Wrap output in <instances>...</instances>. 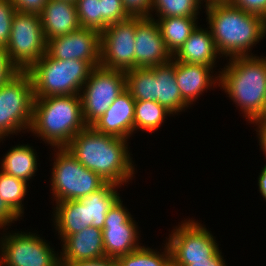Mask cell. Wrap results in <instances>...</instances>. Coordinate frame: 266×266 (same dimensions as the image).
Masks as SVG:
<instances>
[{
    "label": "cell",
    "mask_w": 266,
    "mask_h": 266,
    "mask_svg": "<svg viewBox=\"0 0 266 266\" xmlns=\"http://www.w3.org/2000/svg\"><path fill=\"white\" fill-rule=\"evenodd\" d=\"M127 141L87 126L72 138L66 148L84 167L107 183L120 187L128 183L135 172Z\"/></svg>",
    "instance_id": "cell-1"
},
{
    "label": "cell",
    "mask_w": 266,
    "mask_h": 266,
    "mask_svg": "<svg viewBox=\"0 0 266 266\" xmlns=\"http://www.w3.org/2000/svg\"><path fill=\"white\" fill-rule=\"evenodd\" d=\"M206 14L219 55L252 56L250 50L266 35V20L225 2L205 4Z\"/></svg>",
    "instance_id": "cell-2"
},
{
    "label": "cell",
    "mask_w": 266,
    "mask_h": 266,
    "mask_svg": "<svg viewBox=\"0 0 266 266\" xmlns=\"http://www.w3.org/2000/svg\"><path fill=\"white\" fill-rule=\"evenodd\" d=\"M218 73V86L241 108L247 121L257 120L263 114L266 99V57H232Z\"/></svg>",
    "instance_id": "cell-3"
},
{
    "label": "cell",
    "mask_w": 266,
    "mask_h": 266,
    "mask_svg": "<svg viewBox=\"0 0 266 266\" xmlns=\"http://www.w3.org/2000/svg\"><path fill=\"white\" fill-rule=\"evenodd\" d=\"M87 125L80 95L34 98L29 131L56 148L66 147Z\"/></svg>",
    "instance_id": "cell-4"
},
{
    "label": "cell",
    "mask_w": 266,
    "mask_h": 266,
    "mask_svg": "<svg viewBox=\"0 0 266 266\" xmlns=\"http://www.w3.org/2000/svg\"><path fill=\"white\" fill-rule=\"evenodd\" d=\"M93 67L79 59L60 60L47 52L28 70L34 98L79 95Z\"/></svg>",
    "instance_id": "cell-5"
},
{
    "label": "cell",
    "mask_w": 266,
    "mask_h": 266,
    "mask_svg": "<svg viewBox=\"0 0 266 266\" xmlns=\"http://www.w3.org/2000/svg\"><path fill=\"white\" fill-rule=\"evenodd\" d=\"M56 149L51 176V190L56 203L79 200L107 183L97 173L84 167L66 147Z\"/></svg>",
    "instance_id": "cell-6"
},
{
    "label": "cell",
    "mask_w": 266,
    "mask_h": 266,
    "mask_svg": "<svg viewBox=\"0 0 266 266\" xmlns=\"http://www.w3.org/2000/svg\"><path fill=\"white\" fill-rule=\"evenodd\" d=\"M33 100V84L27 71H20L0 88V140L22 129L29 131Z\"/></svg>",
    "instance_id": "cell-7"
},
{
    "label": "cell",
    "mask_w": 266,
    "mask_h": 266,
    "mask_svg": "<svg viewBox=\"0 0 266 266\" xmlns=\"http://www.w3.org/2000/svg\"><path fill=\"white\" fill-rule=\"evenodd\" d=\"M125 89V71L101 65L93 67L79 94L86 125L98 120Z\"/></svg>",
    "instance_id": "cell-8"
},
{
    "label": "cell",
    "mask_w": 266,
    "mask_h": 266,
    "mask_svg": "<svg viewBox=\"0 0 266 266\" xmlns=\"http://www.w3.org/2000/svg\"><path fill=\"white\" fill-rule=\"evenodd\" d=\"M6 50L20 71H27L42 58L47 50V41L39 14L15 11Z\"/></svg>",
    "instance_id": "cell-9"
},
{
    "label": "cell",
    "mask_w": 266,
    "mask_h": 266,
    "mask_svg": "<svg viewBox=\"0 0 266 266\" xmlns=\"http://www.w3.org/2000/svg\"><path fill=\"white\" fill-rule=\"evenodd\" d=\"M171 233L166 243L171 251L172 266L209 260L219 250L212 233L195 220H184Z\"/></svg>",
    "instance_id": "cell-10"
},
{
    "label": "cell",
    "mask_w": 266,
    "mask_h": 266,
    "mask_svg": "<svg viewBox=\"0 0 266 266\" xmlns=\"http://www.w3.org/2000/svg\"><path fill=\"white\" fill-rule=\"evenodd\" d=\"M37 235L18 232L3 236L0 239L2 266H61L60 256Z\"/></svg>",
    "instance_id": "cell-11"
},
{
    "label": "cell",
    "mask_w": 266,
    "mask_h": 266,
    "mask_svg": "<svg viewBox=\"0 0 266 266\" xmlns=\"http://www.w3.org/2000/svg\"><path fill=\"white\" fill-rule=\"evenodd\" d=\"M136 17L108 25L100 33V65L128 71L135 68Z\"/></svg>",
    "instance_id": "cell-12"
},
{
    "label": "cell",
    "mask_w": 266,
    "mask_h": 266,
    "mask_svg": "<svg viewBox=\"0 0 266 266\" xmlns=\"http://www.w3.org/2000/svg\"><path fill=\"white\" fill-rule=\"evenodd\" d=\"M122 202L119 198L109 209L102 229L105 257L115 260L142 247L136 222Z\"/></svg>",
    "instance_id": "cell-13"
},
{
    "label": "cell",
    "mask_w": 266,
    "mask_h": 266,
    "mask_svg": "<svg viewBox=\"0 0 266 266\" xmlns=\"http://www.w3.org/2000/svg\"><path fill=\"white\" fill-rule=\"evenodd\" d=\"M100 32L80 27L66 35L47 41L46 52L55 59H79L92 67L100 65Z\"/></svg>",
    "instance_id": "cell-14"
},
{
    "label": "cell",
    "mask_w": 266,
    "mask_h": 266,
    "mask_svg": "<svg viewBox=\"0 0 266 266\" xmlns=\"http://www.w3.org/2000/svg\"><path fill=\"white\" fill-rule=\"evenodd\" d=\"M154 17H136L135 68H149L172 60Z\"/></svg>",
    "instance_id": "cell-15"
},
{
    "label": "cell",
    "mask_w": 266,
    "mask_h": 266,
    "mask_svg": "<svg viewBox=\"0 0 266 266\" xmlns=\"http://www.w3.org/2000/svg\"><path fill=\"white\" fill-rule=\"evenodd\" d=\"M135 100L125 89L91 127L100 133L129 139L134 132Z\"/></svg>",
    "instance_id": "cell-16"
},
{
    "label": "cell",
    "mask_w": 266,
    "mask_h": 266,
    "mask_svg": "<svg viewBox=\"0 0 266 266\" xmlns=\"http://www.w3.org/2000/svg\"><path fill=\"white\" fill-rule=\"evenodd\" d=\"M60 252V262L98 260L105 257L102 230L88 226L80 232L67 236Z\"/></svg>",
    "instance_id": "cell-17"
},
{
    "label": "cell",
    "mask_w": 266,
    "mask_h": 266,
    "mask_svg": "<svg viewBox=\"0 0 266 266\" xmlns=\"http://www.w3.org/2000/svg\"><path fill=\"white\" fill-rule=\"evenodd\" d=\"M39 15L46 41L81 27L76 4L72 2L48 0Z\"/></svg>",
    "instance_id": "cell-18"
},
{
    "label": "cell",
    "mask_w": 266,
    "mask_h": 266,
    "mask_svg": "<svg viewBox=\"0 0 266 266\" xmlns=\"http://www.w3.org/2000/svg\"><path fill=\"white\" fill-rule=\"evenodd\" d=\"M213 67L202 64H190L175 61V77L182 98L190 105L206 89L215 83L219 84V75L215 78ZM212 70V71H211ZM211 73V74H210ZM216 81V82H215Z\"/></svg>",
    "instance_id": "cell-19"
},
{
    "label": "cell",
    "mask_w": 266,
    "mask_h": 266,
    "mask_svg": "<svg viewBox=\"0 0 266 266\" xmlns=\"http://www.w3.org/2000/svg\"><path fill=\"white\" fill-rule=\"evenodd\" d=\"M217 56H219V52L211 31L197 26L185 43L173 55V59L184 63L215 67Z\"/></svg>",
    "instance_id": "cell-20"
},
{
    "label": "cell",
    "mask_w": 266,
    "mask_h": 266,
    "mask_svg": "<svg viewBox=\"0 0 266 266\" xmlns=\"http://www.w3.org/2000/svg\"><path fill=\"white\" fill-rule=\"evenodd\" d=\"M155 101L172 115L189 107L177 85L173 58L168 63L155 66Z\"/></svg>",
    "instance_id": "cell-21"
},
{
    "label": "cell",
    "mask_w": 266,
    "mask_h": 266,
    "mask_svg": "<svg viewBox=\"0 0 266 266\" xmlns=\"http://www.w3.org/2000/svg\"><path fill=\"white\" fill-rule=\"evenodd\" d=\"M54 209L55 230H58L61 241L88 227L87 207L79 200L59 201Z\"/></svg>",
    "instance_id": "cell-22"
},
{
    "label": "cell",
    "mask_w": 266,
    "mask_h": 266,
    "mask_svg": "<svg viewBox=\"0 0 266 266\" xmlns=\"http://www.w3.org/2000/svg\"><path fill=\"white\" fill-rule=\"evenodd\" d=\"M116 187L117 185L106 183L101 189L79 199L87 207L88 226L103 229L107 212L120 198Z\"/></svg>",
    "instance_id": "cell-23"
},
{
    "label": "cell",
    "mask_w": 266,
    "mask_h": 266,
    "mask_svg": "<svg viewBox=\"0 0 266 266\" xmlns=\"http://www.w3.org/2000/svg\"><path fill=\"white\" fill-rule=\"evenodd\" d=\"M11 148L2 159L1 171L26 182L29 181L38 170L35 150L29 145H17Z\"/></svg>",
    "instance_id": "cell-24"
},
{
    "label": "cell",
    "mask_w": 266,
    "mask_h": 266,
    "mask_svg": "<svg viewBox=\"0 0 266 266\" xmlns=\"http://www.w3.org/2000/svg\"><path fill=\"white\" fill-rule=\"evenodd\" d=\"M197 17H163L156 21L166 45L173 56L197 27Z\"/></svg>",
    "instance_id": "cell-25"
},
{
    "label": "cell",
    "mask_w": 266,
    "mask_h": 266,
    "mask_svg": "<svg viewBox=\"0 0 266 266\" xmlns=\"http://www.w3.org/2000/svg\"><path fill=\"white\" fill-rule=\"evenodd\" d=\"M126 89L135 101H155V66L125 71Z\"/></svg>",
    "instance_id": "cell-26"
},
{
    "label": "cell",
    "mask_w": 266,
    "mask_h": 266,
    "mask_svg": "<svg viewBox=\"0 0 266 266\" xmlns=\"http://www.w3.org/2000/svg\"><path fill=\"white\" fill-rule=\"evenodd\" d=\"M170 114L156 101H135L134 131L141 129L152 133Z\"/></svg>",
    "instance_id": "cell-27"
},
{
    "label": "cell",
    "mask_w": 266,
    "mask_h": 266,
    "mask_svg": "<svg viewBox=\"0 0 266 266\" xmlns=\"http://www.w3.org/2000/svg\"><path fill=\"white\" fill-rule=\"evenodd\" d=\"M165 251L159 253L151 248H141L116 259L118 266H172L171 251L166 243Z\"/></svg>",
    "instance_id": "cell-28"
},
{
    "label": "cell",
    "mask_w": 266,
    "mask_h": 266,
    "mask_svg": "<svg viewBox=\"0 0 266 266\" xmlns=\"http://www.w3.org/2000/svg\"><path fill=\"white\" fill-rule=\"evenodd\" d=\"M27 183L20 178L0 171V199L19 217H22L24 214L22 201L27 193Z\"/></svg>",
    "instance_id": "cell-29"
},
{
    "label": "cell",
    "mask_w": 266,
    "mask_h": 266,
    "mask_svg": "<svg viewBox=\"0 0 266 266\" xmlns=\"http://www.w3.org/2000/svg\"><path fill=\"white\" fill-rule=\"evenodd\" d=\"M201 0H152V9L159 18L197 17Z\"/></svg>",
    "instance_id": "cell-30"
},
{
    "label": "cell",
    "mask_w": 266,
    "mask_h": 266,
    "mask_svg": "<svg viewBox=\"0 0 266 266\" xmlns=\"http://www.w3.org/2000/svg\"><path fill=\"white\" fill-rule=\"evenodd\" d=\"M75 4L80 26L101 33V7L99 0H77Z\"/></svg>",
    "instance_id": "cell-31"
},
{
    "label": "cell",
    "mask_w": 266,
    "mask_h": 266,
    "mask_svg": "<svg viewBox=\"0 0 266 266\" xmlns=\"http://www.w3.org/2000/svg\"><path fill=\"white\" fill-rule=\"evenodd\" d=\"M101 7V32L110 24L128 19L121 0H99Z\"/></svg>",
    "instance_id": "cell-32"
},
{
    "label": "cell",
    "mask_w": 266,
    "mask_h": 266,
    "mask_svg": "<svg viewBox=\"0 0 266 266\" xmlns=\"http://www.w3.org/2000/svg\"><path fill=\"white\" fill-rule=\"evenodd\" d=\"M15 6L11 0H0V46L6 47L11 34Z\"/></svg>",
    "instance_id": "cell-33"
},
{
    "label": "cell",
    "mask_w": 266,
    "mask_h": 266,
    "mask_svg": "<svg viewBox=\"0 0 266 266\" xmlns=\"http://www.w3.org/2000/svg\"><path fill=\"white\" fill-rule=\"evenodd\" d=\"M126 13L130 17H150L152 18V0H121Z\"/></svg>",
    "instance_id": "cell-34"
},
{
    "label": "cell",
    "mask_w": 266,
    "mask_h": 266,
    "mask_svg": "<svg viewBox=\"0 0 266 266\" xmlns=\"http://www.w3.org/2000/svg\"><path fill=\"white\" fill-rule=\"evenodd\" d=\"M20 72L10 60L6 47L0 46V88Z\"/></svg>",
    "instance_id": "cell-35"
},
{
    "label": "cell",
    "mask_w": 266,
    "mask_h": 266,
    "mask_svg": "<svg viewBox=\"0 0 266 266\" xmlns=\"http://www.w3.org/2000/svg\"><path fill=\"white\" fill-rule=\"evenodd\" d=\"M227 2L266 20V0H227Z\"/></svg>",
    "instance_id": "cell-36"
},
{
    "label": "cell",
    "mask_w": 266,
    "mask_h": 266,
    "mask_svg": "<svg viewBox=\"0 0 266 266\" xmlns=\"http://www.w3.org/2000/svg\"><path fill=\"white\" fill-rule=\"evenodd\" d=\"M48 0H11L15 9L21 12L40 14Z\"/></svg>",
    "instance_id": "cell-37"
},
{
    "label": "cell",
    "mask_w": 266,
    "mask_h": 266,
    "mask_svg": "<svg viewBox=\"0 0 266 266\" xmlns=\"http://www.w3.org/2000/svg\"><path fill=\"white\" fill-rule=\"evenodd\" d=\"M20 218L3 200L0 199V229L11 225Z\"/></svg>",
    "instance_id": "cell-38"
},
{
    "label": "cell",
    "mask_w": 266,
    "mask_h": 266,
    "mask_svg": "<svg viewBox=\"0 0 266 266\" xmlns=\"http://www.w3.org/2000/svg\"><path fill=\"white\" fill-rule=\"evenodd\" d=\"M61 266H118L115 259L102 258L98 260L77 261V262H60Z\"/></svg>",
    "instance_id": "cell-39"
},
{
    "label": "cell",
    "mask_w": 266,
    "mask_h": 266,
    "mask_svg": "<svg viewBox=\"0 0 266 266\" xmlns=\"http://www.w3.org/2000/svg\"><path fill=\"white\" fill-rule=\"evenodd\" d=\"M222 257V253L218 250L209 260L192 261L187 266H227Z\"/></svg>",
    "instance_id": "cell-40"
},
{
    "label": "cell",
    "mask_w": 266,
    "mask_h": 266,
    "mask_svg": "<svg viewBox=\"0 0 266 266\" xmlns=\"http://www.w3.org/2000/svg\"><path fill=\"white\" fill-rule=\"evenodd\" d=\"M249 123H253V124L255 123L259 126L258 129L256 130L259 136L258 137L259 143H260L259 145L261 146V149L263 150L266 156V119H257Z\"/></svg>",
    "instance_id": "cell-41"
},
{
    "label": "cell",
    "mask_w": 266,
    "mask_h": 266,
    "mask_svg": "<svg viewBox=\"0 0 266 266\" xmlns=\"http://www.w3.org/2000/svg\"><path fill=\"white\" fill-rule=\"evenodd\" d=\"M258 186L261 195L266 200V165H264L258 177Z\"/></svg>",
    "instance_id": "cell-42"
},
{
    "label": "cell",
    "mask_w": 266,
    "mask_h": 266,
    "mask_svg": "<svg viewBox=\"0 0 266 266\" xmlns=\"http://www.w3.org/2000/svg\"><path fill=\"white\" fill-rule=\"evenodd\" d=\"M201 1H203V0H201ZM225 1H227V0H204V2L206 4L214 3V2H225Z\"/></svg>",
    "instance_id": "cell-43"
},
{
    "label": "cell",
    "mask_w": 266,
    "mask_h": 266,
    "mask_svg": "<svg viewBox=\"0 0 266 266\" xmlns=\"http://www.w3.org/2000/svg\"><path fill=\"white\" fill-rule=\"evenodd\" d=\"M258 119H266V99H265L263 114Z\"/></svg>",
    "instance_id": "cell-44"
},
{
    "label": "cell",
    "mask_w": 266,
    "mask_h": 266,
    "mask_svg": "<svg viewBox=\"0 0 266 266\" xmlns=\"http://www.w3.org/2000/svg\"><path fill=\"white\" fill-rule=\"evenodd\" d=\"M59 1H66V2L76 3L77 0H59Z\"/></svg>",
    "instance_id": "cell-45"
}]
</instances>
